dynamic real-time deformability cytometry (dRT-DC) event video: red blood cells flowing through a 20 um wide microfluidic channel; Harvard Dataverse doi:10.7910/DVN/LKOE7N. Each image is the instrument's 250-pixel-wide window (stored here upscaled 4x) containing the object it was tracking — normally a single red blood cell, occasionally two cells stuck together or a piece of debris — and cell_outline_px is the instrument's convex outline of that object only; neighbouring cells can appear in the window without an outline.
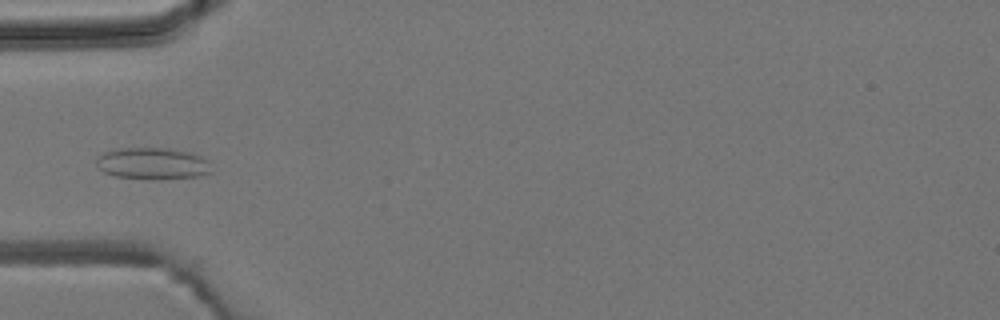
{"species": "common noctule bat (a hibernating species)", "species_latin": "Nyctalus noctula", "temperature_condition": "room temperature", "stored_images_in_passage": 5, "camera_frame_rate_fps": 3000, "um_per_image_px": 0.085, "animal": {"sex": "male", "body_mass_g": 19.2, "forearm_length_mm": 51.8}, "frame": {"image": 1, "passage_image": 4, "time_ms": 3.667, "image_size_px": [1000, 320], "cell_outline_px": [[212, 172], [200, 176], [160, 180], [152, 180], [116, 176], [104, 172], [96, 164], [96, 160], [104, 152], [116, 148], [168, 148], [192, 152], [208, 160]], "centroid_in_image_um": [13.0, 13.9], "position_along_channel_um": 72.0, "area_um2": 21.56}}